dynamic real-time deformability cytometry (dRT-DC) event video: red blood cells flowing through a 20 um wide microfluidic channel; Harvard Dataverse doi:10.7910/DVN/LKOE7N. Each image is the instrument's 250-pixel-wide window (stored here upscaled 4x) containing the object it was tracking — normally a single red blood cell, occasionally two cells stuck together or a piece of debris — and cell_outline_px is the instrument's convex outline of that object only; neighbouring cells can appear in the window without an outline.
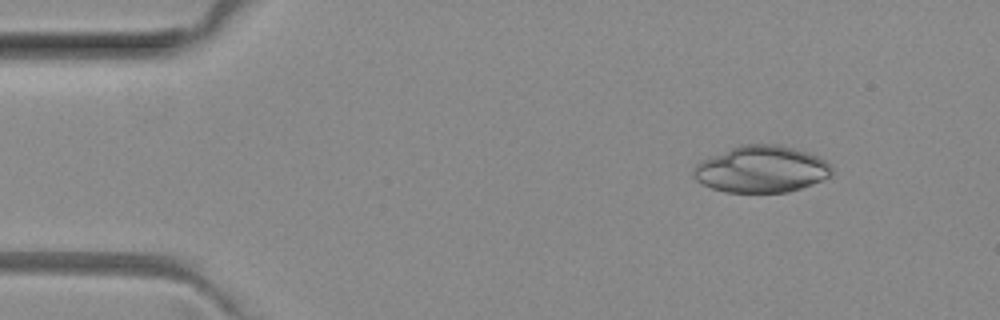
{"species": "common noctule bat (a hibernating species)", "species_latin": "Nyctalus noctula", "temperature_condition": "room temperature", "stored_images_in_passage": 50, "camera_frame_rate_fps": 3000, "um_per_image_px": 0.085, "animal": {"sex": "female", "body_mass_g": 29.2, "forearm_length_mm": 56.3}, "frame": {"image": 1, "passage_image": 6, "time_ms": 1.667, "image_size_px": [1000, 320], "cell_outline_px": [[832, 176], [812, 184], [788, 192], [724, 192], [700, 184], [692, 176], [692, 168], [700, 160], [740, 144], [776, 144], [808, 152], [824, 160], [832, 168]], "centroid_in_image_um": [64.66, 14.39], "position_along_channel_um": 20.3, "area_um2": 37.8}}
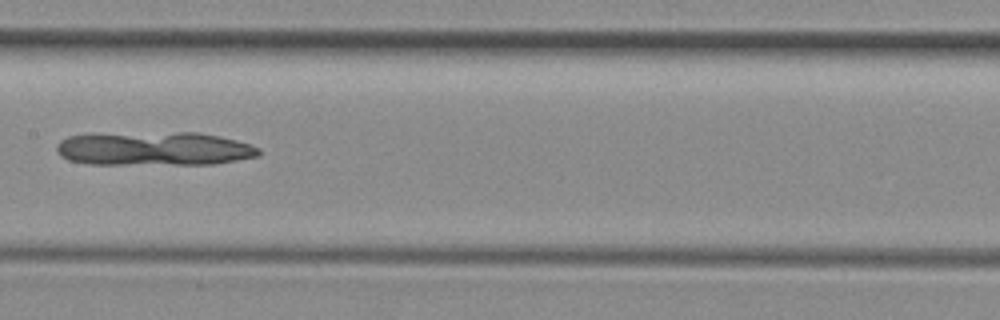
{"frame": {"image": 2, "passage_image": 25, "time_ms": 8.0, "image_size_px": [1000, 320], "cell_outline_px": [[260, 156], [216, 164], [88, 164], [68, 160], [60, 156], [56, 152], [56, 144], [60, 140], [68, 136], [176, 132], [200, 132], [220, 136], [252, 144], [260, 148]], "centroid_in_image_um": [13.17, 12.65], "position_along_channel_um": 194.2, "area_um2": 39.82}}
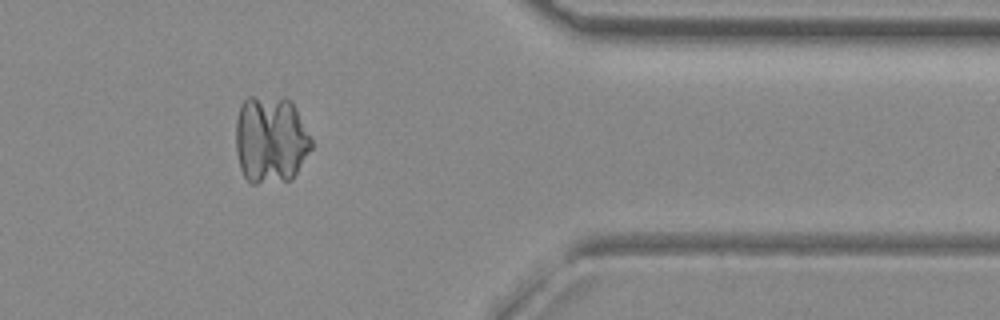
{"frame": {"image": 3, "passage_image": 41, "time_ms": 13.333, "image_size_px": [1000, 320], "cell_outline_px": [[312, 148], [292, 180], [256, 184], [252, 184], [244, 176], [240, 168], [236, 152], [236, 120], [240, 104], [248, 96], [284, 96], [292, 104], [312, 140]], "centroid_in_image_um": [22.98, 11.87], "position_along_channel_um": 388.4, "area_um2": 38.96}}